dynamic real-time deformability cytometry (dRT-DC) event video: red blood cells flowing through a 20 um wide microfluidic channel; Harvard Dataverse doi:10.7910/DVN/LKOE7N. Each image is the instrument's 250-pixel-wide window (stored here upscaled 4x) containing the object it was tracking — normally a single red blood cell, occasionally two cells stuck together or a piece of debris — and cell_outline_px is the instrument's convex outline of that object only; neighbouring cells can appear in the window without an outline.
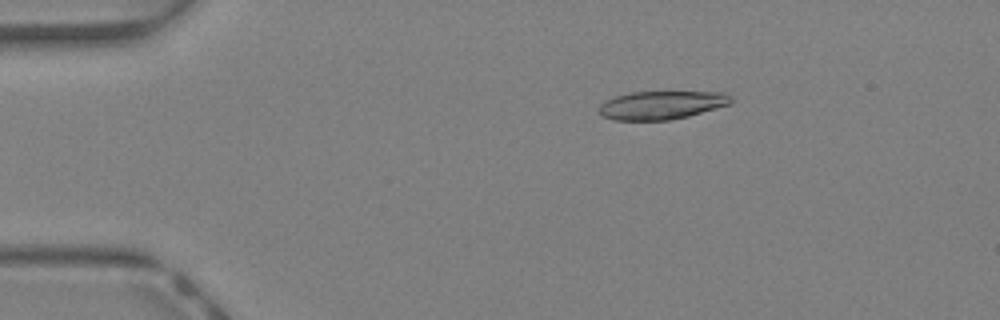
{"species": "Egyptian fruit bat (a non-hibernating species)", "species_latin": "Rousettus aegyptiacus", "temperature_condition": "warm", "stored_images_in_passage": 43, "camera_frame_rate_fps": 3000, "um_per_image_px": 0.085, "animal": {"sex": "female"}, "frame": {"image": 1, "passage_image": 8, "time_ms": 2.333, "image_size_px": [1000, 320], "cell_outline_px": [[732, 100], [728, 104], [688, 116], [668, 120], [612, 120], [604, 116], [596, 108], [600, 104], [616, 96], [632, 92], [724, 92], [732, 96]], "centroid_in_image_um": [56.21, 8.93], "position_along_channel_um": 28.8, "area_um2": 21.56}}
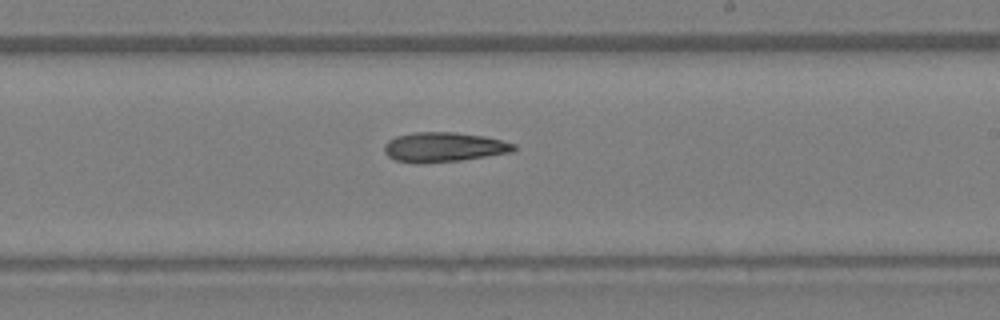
{"frame": {"image": 2, "passage_image": 26, "time_ms": 8.333, "image_size_px": [1000, 320], "cell_outline_px": [[516, 148], [512, 152], [460, 160], [420, 164], [412, 164], [396, 160], [388, 156], [384, 152], [384, 144], [388, 140], [396, 136], [412, 132], [456, 132], [484, 136], [516, 144]], "centroid_in_image_um": [37.67, 12.51], "position_along_channel_um": 251.3, "area_um2": 22.54}}
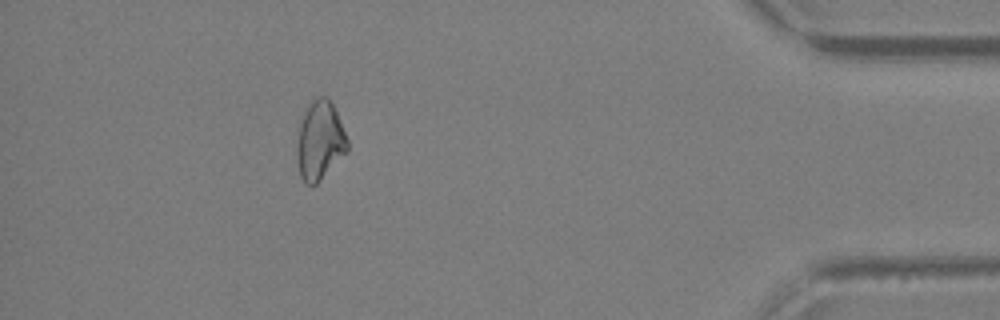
{"frame": {"image": 3, "passage_image": 39, "time_ms": 12.667, "image_size_px": [1000, 320], "cell_outline_px": [[348, 152], [316, 184], [304, 184], [300, 176], [296, 156], [296, 152], [300, 124], [304, 112], [308, 104], [316, 96], [328, 96], [336, 112], [348, 140]], "centroid_in_image_um": [27.18, 11.96], "position_along_channel_um": 408.0, "area_um2": 23.24}}